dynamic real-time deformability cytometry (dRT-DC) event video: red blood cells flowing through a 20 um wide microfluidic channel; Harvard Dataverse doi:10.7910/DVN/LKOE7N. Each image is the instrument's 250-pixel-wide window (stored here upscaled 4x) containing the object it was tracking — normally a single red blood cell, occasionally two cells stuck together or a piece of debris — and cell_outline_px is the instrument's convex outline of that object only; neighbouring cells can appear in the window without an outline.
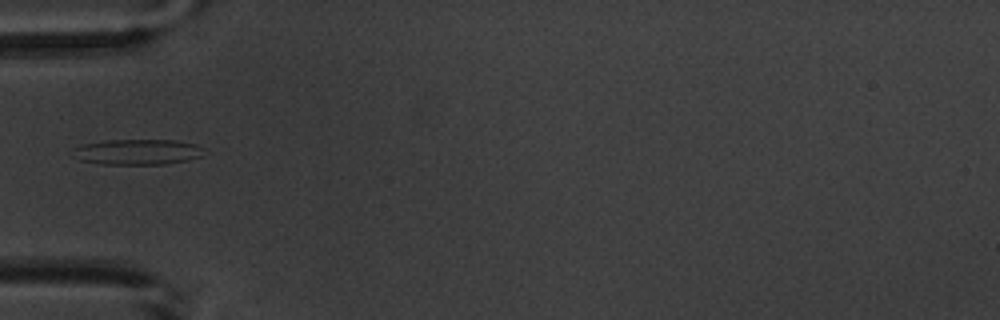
{"species": "common noctule bat (a hibernating species)", "species_latin": "Nyctalus noctula", "temperature_condition": "warm", "stored_images_in_passage": 2, "camera_frame_rate_fps": 3000, "um_per_image_px": 0.085, "animal": {"sex": "male", "body_mass_g": 20.1, "forearm_length_mm": 53.5}, "frame": {"image": 1, "passage_image": 1, "time_ms": 0.0, "image_size_px": [1000, 320], "cell_outline_px": [[204, 156], [188, 160], [164, 164], [100, 164], [80, 160], [76, 148], [80, 144], [104, 140], [176, 140], [196, 144], [200, 148]], "centroid_in_image_um": [11.74, 12.91], "position_along_channel_um": 73.3, "area_um2": 19.25}}